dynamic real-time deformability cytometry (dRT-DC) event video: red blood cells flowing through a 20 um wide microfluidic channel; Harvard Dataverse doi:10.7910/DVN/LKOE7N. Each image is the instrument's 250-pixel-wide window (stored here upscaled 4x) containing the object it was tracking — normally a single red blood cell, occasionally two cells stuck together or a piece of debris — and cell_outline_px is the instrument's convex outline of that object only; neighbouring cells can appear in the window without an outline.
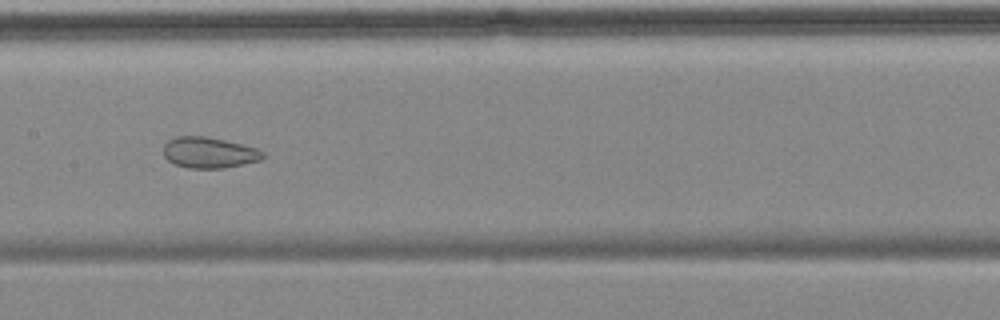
{"species": "common noctule bat (a hibernating species)", "species_latin": "Nyctalus noctula", "temperature_condition": "cold", "stored_images_in_passage": 10, "camera_frame_rate_fps": 3000, "um_per_image_px": 0.085, "animal": {"sex": "female", "body_mass_g": 18.4}, "frame": {"image": 1, "passage_image": 7, "time_ms": 8.0, "image_size_px": [1000, 320], "cell_outline_px": [[264, 156], [260, 160], [244, 164], [224, 168], [188, 168], [176, 164], [168, 160], [164, 156], [164, 144], [168, 140], [176, 136], [204, 136], [224, 140], [256, 148], [264, 152]], "centroid_in_image_um": [17.76, 12.97], "position_along_channel_um": 189.6, "area_um2": 17.8}}
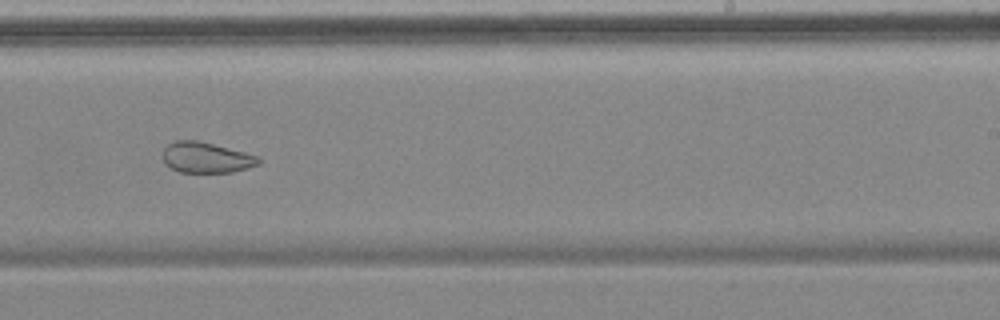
{"frame": {"image": 2, "passage_image": 9, "time_ms": 10.333, "image_size_px": [1000, 320], "cell_outline_px": [[260, 164], [232, 172], [180, 172], [164, 164], [160, 156], [164, 148], [168, 144], [176, 140], [196, 140], [244, 152], [256, 156], [260, 160]], "centroid_in_image_um": [17.45, 13.39], "position_along_channel_um": 271.5, "area_um2": 17.05}}